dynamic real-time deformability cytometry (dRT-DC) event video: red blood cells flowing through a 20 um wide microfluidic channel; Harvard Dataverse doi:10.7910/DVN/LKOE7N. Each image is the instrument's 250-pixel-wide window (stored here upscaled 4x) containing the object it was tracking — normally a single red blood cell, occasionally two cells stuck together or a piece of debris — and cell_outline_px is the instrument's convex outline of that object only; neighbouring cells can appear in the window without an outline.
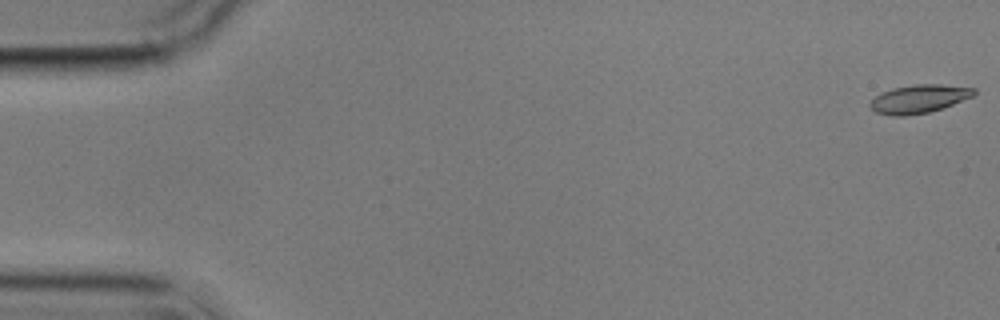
{"species": "common noctule bat (a hibernating species)", "species_latin": "Nyctalus noctula", "temperature_condition": "cold", "stored_images_in_passage": 8, "camera_frame_rate_fps": 3000, "um_per_image_px": 0.085, "animal": {"sex": "male", "body_mass_g": 17.9}, "frame": {"image": 1, "passage_image": 1, "time_ms": 0.0, "image_size_px": [1000, 320], "cell_outline_px": [[976, 92], [972, 96], [952, 104], [928, 112], [904, 116], [892, 116], [876, 112], [868, 104], [876, 96], [892, 88], [916, 84], [940, 84], [976, 88]], "centroid_in_image_um": [78.1, 8.4], "position_along_channel_um": 6.9, "area_um2": 16.88}}
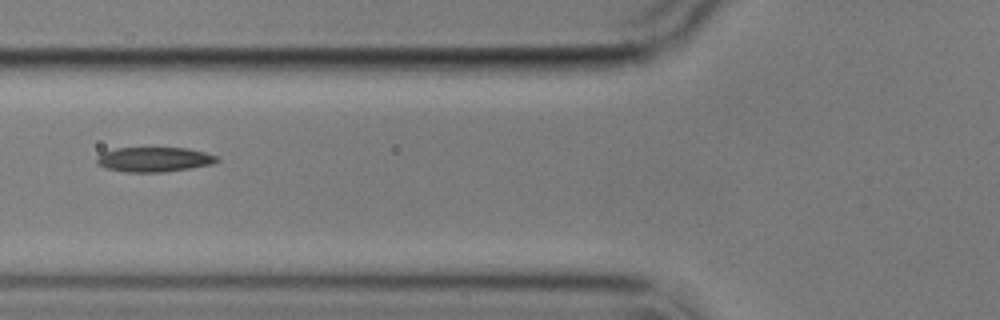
{"frame": {"image": 2, "passage_image": 7, "time_ms": 7.0, "image_size_px": [1000, 320], "cell_outline_px": [[220, 160], [212, 164], [192, 168], [164, 172], [124, 172], [104, 168], [96, 164], [96, 156], [104, 152], [116, 148], [188, 148], [220, 156]], "centroid_in_image_um": [13.1, 13.56], "position_along_channel_um": 112.7, "area_um2": 17.57}}
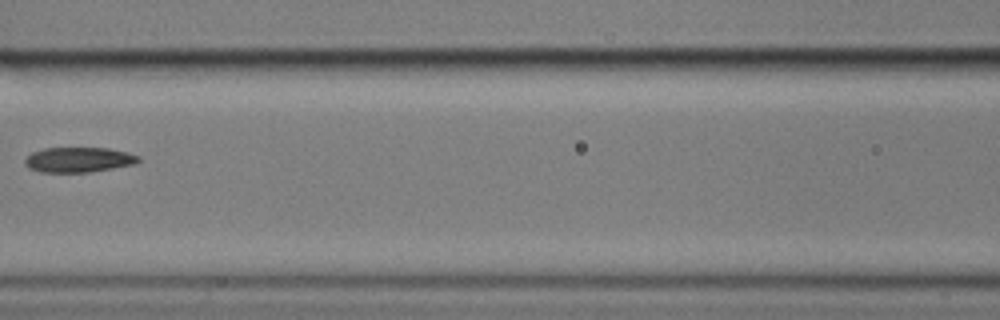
{"frame": {"image": 3, "passage_image": 8, "time_ms": 8.333, "image_size_px": [1000, 320], "cell_outline_px": [[140, 160], [132, 164], [112, 168], [88, 172], [40, 172], [28, 168], [24, 164], [24, 160], [32, 152], [44, 148], [108, 148], [140, 156]], "centroid_in_image_um": [6.62, 13.58], "position_along_channel_um": 160.0, "area_um2": 16.42}}